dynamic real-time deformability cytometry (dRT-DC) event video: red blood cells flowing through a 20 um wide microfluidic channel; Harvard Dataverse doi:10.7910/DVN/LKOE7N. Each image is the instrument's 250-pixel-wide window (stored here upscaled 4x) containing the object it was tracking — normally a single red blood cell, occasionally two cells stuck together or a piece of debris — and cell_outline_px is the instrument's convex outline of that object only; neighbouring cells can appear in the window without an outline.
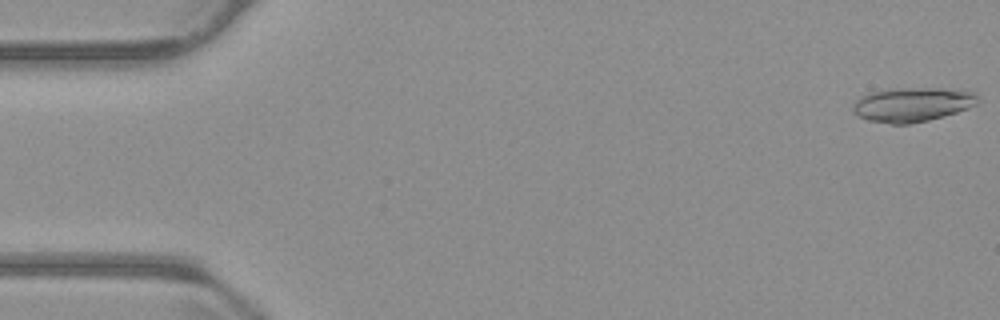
{"species": "common noctule bat (a hibernating species)", "species_latin": "Nyctalus noctula", "temperature_condition": "warm", "stored_images_in_passage": 16, "camera_frame_rate_fps": 3000, "um_per_image_px": 0.085, "animal": {"sex": "male", "body_mass_g": 23.1, "forearm_length_mm": 52.7}, "frame": {"image": 1, "passage_image": 1, "time_ms": 0.0, "image_size_px": [1000, 320], "cell_outline_px": [[980, 100], [976, 104], [968, 108], [944, 116], [912, 124], [892, 124], [868, 120], [856, 116], [852, 108], [852, 104], [860, 96], [868, 92], [892, 88], [944, 88], [976, 92]], "centroid_in_image_um": [77.53, 8.88], "position_along_channel_um": 7.5, "area_um2": 25.32}}
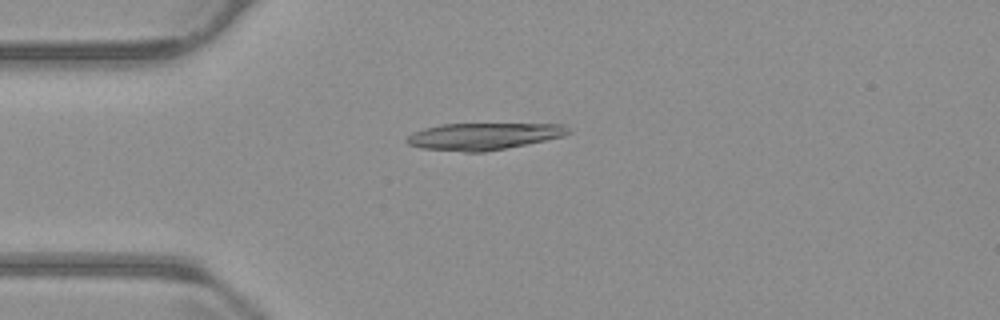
{"frame": {"image": 2, "passage_image": 14, "time_ms": 4.333, "image_size_px": [1000, 320], "cell_outline_px": [[572, 132], [564, 136], [484, 152], [464, 152], [420, 148], [408, 144], [404, 140], [412, 132], [424, 128], [440, 124], [564, 124], [572, 128]], "centroid_in_image_um": [41.08, 11.58], "position_along_channel_um": 43.9, "area_um2": 25.32}}